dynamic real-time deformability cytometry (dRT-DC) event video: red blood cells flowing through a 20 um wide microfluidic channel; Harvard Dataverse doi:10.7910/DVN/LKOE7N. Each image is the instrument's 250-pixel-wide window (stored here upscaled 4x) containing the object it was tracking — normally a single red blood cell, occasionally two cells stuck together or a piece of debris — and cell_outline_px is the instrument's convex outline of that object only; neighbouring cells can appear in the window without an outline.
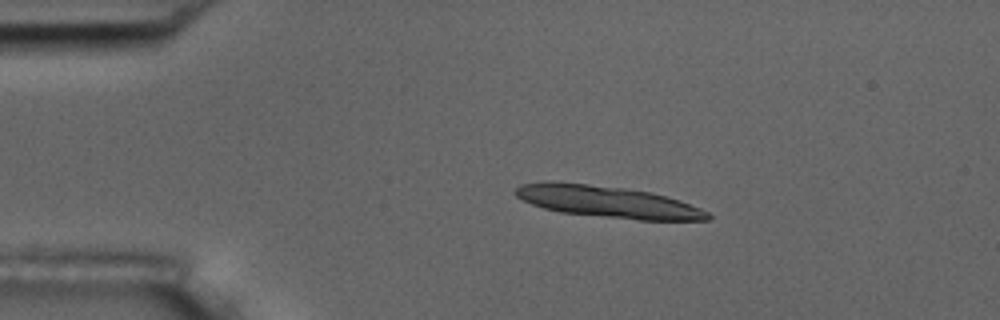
{"species": "common noctule bat (a hibernating species)", "species_latin": "Nyctalus noctula", "temperature_condition": "room temperature", "stored_images_in_passage": 8, "camera_frame_rate_fps": 3000, "um_per_image_px": 0.085, "animal": {"sex": "male", "body_mass_g": 17.5, "forearm_length_mm": 52.3}, "frame": {"image": 1, "passage_image": 3, "time_ms": 2.333, "image_size_px": [1000, 320], "cell_outline_px": [[712, 216], [708, 220], [640, 220], [560, 212], [544, 208], [532, 204], [516, 196], [512, 192], [520, 184], [588, 184], [624, 188], [652, 192], [680, 200], [700, 208], [708, 212]], "centroid_in_image_um": [51.76, 17.18], "position_along_channel_um": 33.2, "area_um2": 34.56}}
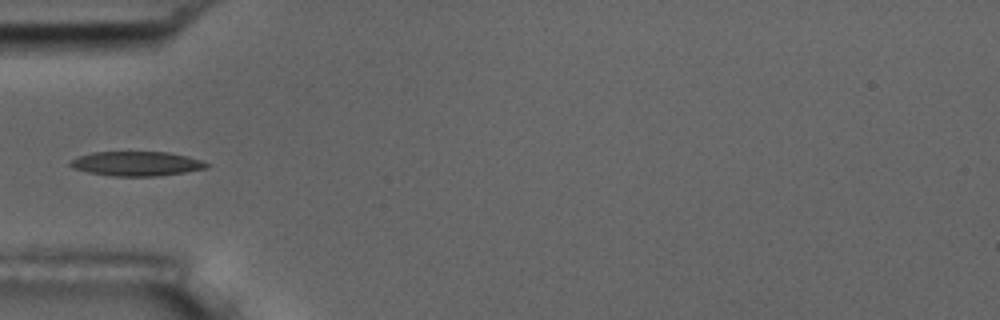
{"frame": {"image": 2, "passage_image": 5, "time_ms": 5.0, "image_size_px": [1000, 320], "cell_outline_px": [[208, 168], [160, 176], [112, 176], [88, 172], [72, 168], [68, 164], [76, 156], [92, 152], [168, 152], [188, 156], [204, 160], [208, 164]], "centroid_in_image_um": [11.6, 13.91], "position_along_channel_um": 73.4, "area_um2": 19.59}}
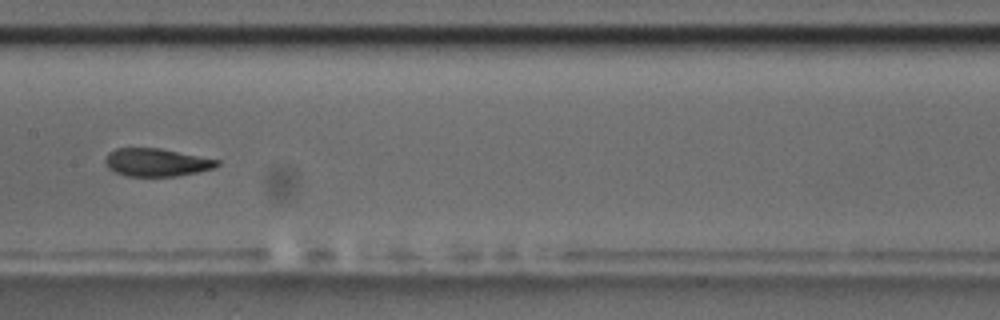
{"frame": {"image": 3, "passage_image": 8, "time_ms": 8.333, "image_size_px": [1000, 320], "cell_outline_px": [[220, 164], [212, 168], [200, 172], [176, 176], [124, 176], [108, 168], [104, 160], [108, 152], [116, 148], [160, 148], [220, 160]], "centroid_in_image_um": [13.29, 13.8], "position_along_channel_um": 194.1, "area_um2": 18.26}}